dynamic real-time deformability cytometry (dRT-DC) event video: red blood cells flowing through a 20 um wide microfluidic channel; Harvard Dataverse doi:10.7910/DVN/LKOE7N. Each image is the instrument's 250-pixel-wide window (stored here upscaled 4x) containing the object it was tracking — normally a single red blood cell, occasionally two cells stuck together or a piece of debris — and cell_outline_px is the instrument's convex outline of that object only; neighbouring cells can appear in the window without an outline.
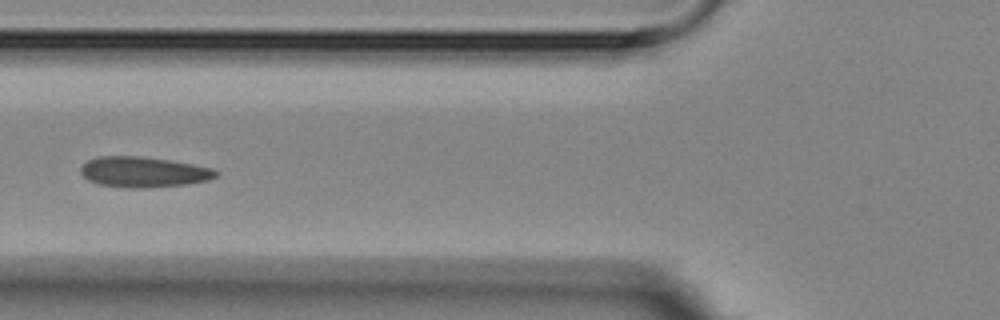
{"species": "Egyptian fruit bat (a non-hibernating species)", "species_latin": "Rousettus aegyptiacus", "temperature_condition": "room temperature", "stored_images_in_passage": 5, "camera_frame_rate_fps": 3000, "um_per_image_px": 0.085, "animal": {"sex": "female"}, "frame": {"image": 1, "passage_image": 5, "time_ms": 5.667, "image_size_px": [1000, 320], "cell_outline_px": [[220, 176], [208, 180], [188, 184], [144, 188], [128, 188], [100, 184], [88, 180], [80, 172], [80, 168], [88, 160], [100, 156], [140, 156], [168, 160], [192, 164], [212, 168], [220, 172]], "centroid_in_image_um": [12.23, 14.62], "position_along_channel_um": 113.6, "area_um2": 24.04}}